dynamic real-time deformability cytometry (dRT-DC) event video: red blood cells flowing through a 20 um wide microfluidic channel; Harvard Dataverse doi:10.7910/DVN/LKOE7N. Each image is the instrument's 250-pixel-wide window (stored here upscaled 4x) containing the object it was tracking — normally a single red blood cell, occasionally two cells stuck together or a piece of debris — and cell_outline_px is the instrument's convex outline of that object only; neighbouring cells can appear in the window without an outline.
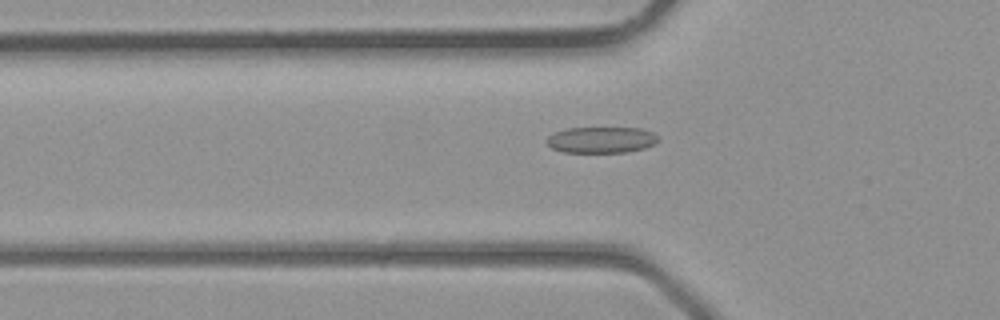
{"species": "common noctule bat (a hibernating species)", "species_latin": "Nyctalus noctula", "temperature_condition": "room temperature", "stored_images_in_passage": 38, "camera_frame_rate_fps": 3000, "um_per_image_px": 0.085, "animal": {"sex": "male", "body_mass_g": 23.1, "forearm_length_mm": 52.7}, "frame": {"image": 1, "passage_image": 13, "time_ms": 4.0, "image_size_px": [1000, 320], "cell_outline_px": [[660, 140], [644, 148], [628, 152], [564, 152], [552, 148], [544, 140], [548, 136], [556, 132], [568, 128], [640, 128], [652, 132]], "centroid_in_image_um": [51.09, 11.89], "position_along_channel_um": 74.7, "area_um2": 16.88}}
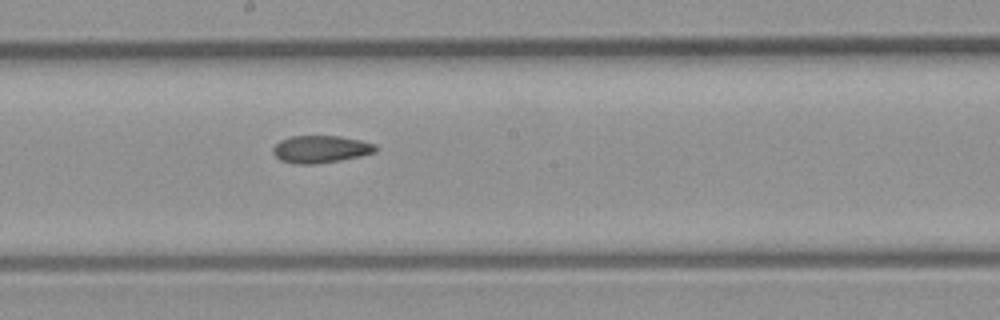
{"frame": {"image": 2, "passage_image": 21, "time_ms": 6.667, "image_size_px": [1000, 320], "cell_outline_px": [[376, 152], [360, 156], [340, 160], [316, 164], [296, 164], [280, 160], [272, 152], [272, 148], [280, 140], [292, 136], [340, 136], [360, 140], [376, 144]], "centroid_in_image_um": [27.25, 12.68], "position_along_channel_um": 221.0, "area_um2": 16.36}}
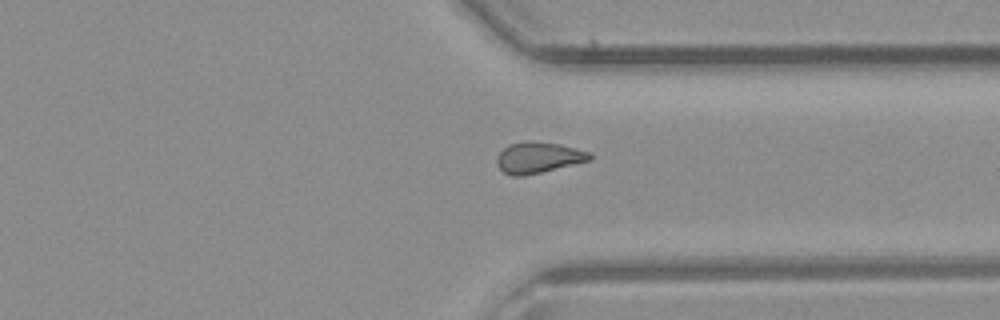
{"frame": {"image": 3, "passage_image": 29, "time_ms": 9.333, "image_size_px": [1000, 320], "cell_outline_px": [[592, 160], [524, 176], [512, 176], [504, 172], [496, 164], [496, 156], [508, 144], [528, 140], [560, 144], [588, 152], [592, 156]], "centroid_in_image_um": [45.72, 13.39], "position_along_channel_um": 365.7, "area_um2": 16.82}}